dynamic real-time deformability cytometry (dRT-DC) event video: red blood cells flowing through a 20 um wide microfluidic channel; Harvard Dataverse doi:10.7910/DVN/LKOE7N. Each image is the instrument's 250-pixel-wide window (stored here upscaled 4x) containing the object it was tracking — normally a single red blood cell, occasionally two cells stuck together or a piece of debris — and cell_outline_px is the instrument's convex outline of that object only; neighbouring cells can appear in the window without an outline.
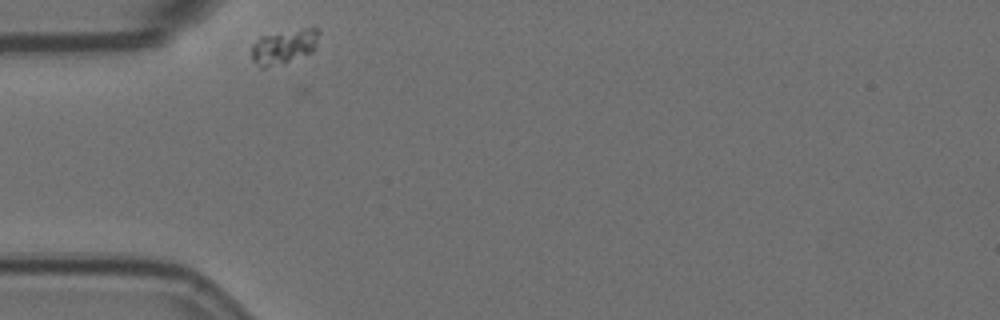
{"species": "Egyptian fruit bat (a non-hibernating species)", "species_latin": "Rousettus aegyptiacus", "temperature_condition": "room temperature", "stored_images_in_passage": 5, "camera_frame_rate_fps": 3000, "um_per_image_px": 0.085, "animal": {"sex": "female"}, "frame": {"image": 1, "passage_image": 1, "time_ms": 0.0, "image_size_px": [1000, 320], "cell_outline_px": [[320, 32], [316, 48], [312, 52], [284, 64], [264, 68], [260, 68], [252, 60], [252, 44], [260, 36], [312, 24], [320, 28]], "centroid_in_image_um": [24.21, 3.91], "position_along_channel_um": 60.8, "area_um2": 14.45}}
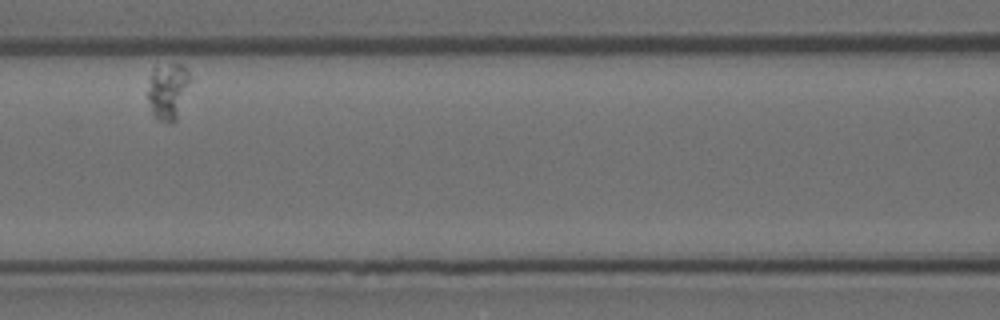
{"frame": {"image": 2, "passage_image": 4, "time_ms": 1.0, "image_size_px": [1000, 320], "cell_outline_px": [[188, 80], [176, 120], [172, 124], [168, 124], [156, 120], [152, 116], [148, 100], [148, 80], [152, 68], [156, 64], [180, 64], [188, 72]], "centroid_in_image_um": [14.17, 7.76], "position_along_channel_um": 152.4, "area_um2": 13.81}}
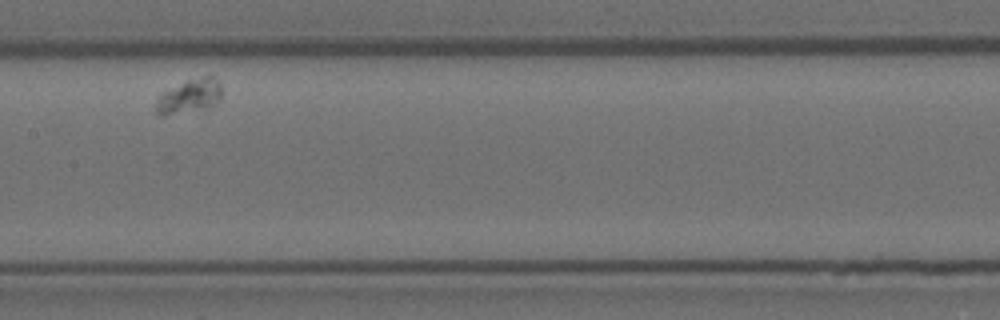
{"frame": {"image": 3, "passage_image": 5, "time_ms": 1.333, "image_size_px": [1000, 320], "cell_outline_px": [[220, 100], [216, 104], [164, 116], [160, 116], [156, 112], [156, 100], [164, 92], [188, 80], [204, 76], [212, 76], [220, 84]], "centroid_in_image_um": [16.08, 8.18], "position_along_channel_um": 191.3, "area_um2": 12.43}}